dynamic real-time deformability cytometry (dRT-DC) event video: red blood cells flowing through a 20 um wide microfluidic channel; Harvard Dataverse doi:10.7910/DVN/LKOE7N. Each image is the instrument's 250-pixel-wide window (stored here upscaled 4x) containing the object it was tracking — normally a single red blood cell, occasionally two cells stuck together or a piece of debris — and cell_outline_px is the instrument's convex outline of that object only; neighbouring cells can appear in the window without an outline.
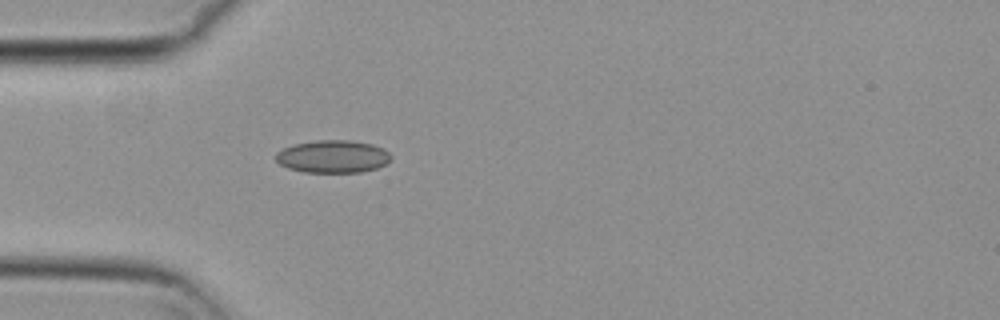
{"species": "common noctule bat (a hibernating species)", "species_latin": "Nyctalus noctula", "temperature_condition": "cold", "stored_images_in_passage": 39, "camera_frame_rate_fps": 3000, "um_per_image_px": 0.085, "animal": {"sex": "female", "body_mass_g": 29.2, "forearm_length_mm": 56.3}, "frame": {"image": 1, "passage_image": 1, "time_ms": 0.0, "image_size_px": [1000, 320], "cell_outline_px": [[392, 160], [376, 168], [360, 172], [304, 172], [288, 168], [280, 164], [276, 160], [276, 152], [292, 144], [316, 140], [352, 140], [372, 144], [384, 148], [392, 156]], "centroid_in_image_um": [28.3, 13.29], "position_along_channel_um": 56.7, "area_um2": 22.02}}
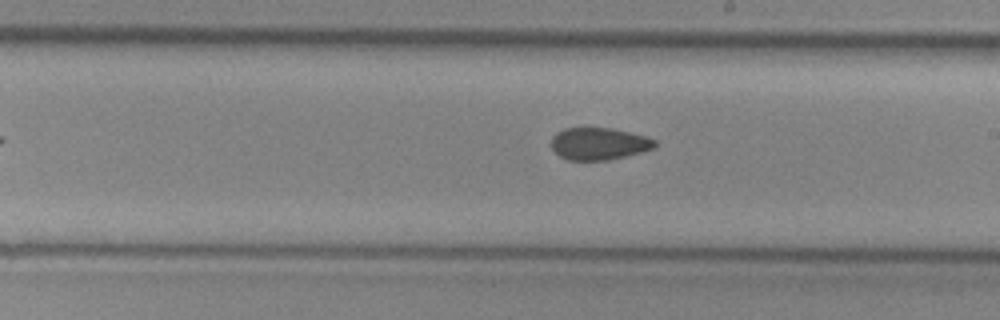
{"frame": {"image": 2, "passage_image": 16, "time_ms": 5.0, "image_size_px": [1000, 320], "cell_outline_px": [[656, 148], [608, 160], [568, 160], [560, 156], [552, 148], [552, 136], [556, 132], [564, 128], [612, 128], [644, 136], [656, 140]], "centroid_in_image_um": [50.9, 12.21], "position_along_channel_um": 238.1, "area_um2": 19.31}}
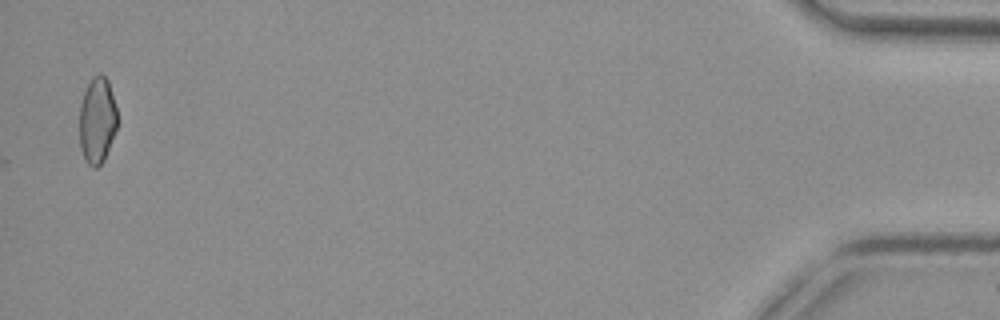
{"frame": {"image": 3, "passage_image": 39, "time_ms": 12.667, "image_size_px": [1000, 320], "cell_outline_px": [[116, 128], [104, 160], [96, 168], [92, 168], [84, 160], [80, 148], [80, 104], [84, 92], [92, 76], [100, 72], [108, 80], [116, 108]], "centroid_in_image_um": [8.24, 10.23], "position_along_channel_um": 427.0, "area_um2": 18.96}, "authors_computed_cell_mechanics": {"area_um2": 20.1144, "velocity_mm_per_s": 3.7169, "shape_relaxation_time_tau1_ms": null, "shape_relaxation_time_tau2_ms": 2.986, "deformation_change_tau1": null, "deformation_change_tau2": 0.0768}}